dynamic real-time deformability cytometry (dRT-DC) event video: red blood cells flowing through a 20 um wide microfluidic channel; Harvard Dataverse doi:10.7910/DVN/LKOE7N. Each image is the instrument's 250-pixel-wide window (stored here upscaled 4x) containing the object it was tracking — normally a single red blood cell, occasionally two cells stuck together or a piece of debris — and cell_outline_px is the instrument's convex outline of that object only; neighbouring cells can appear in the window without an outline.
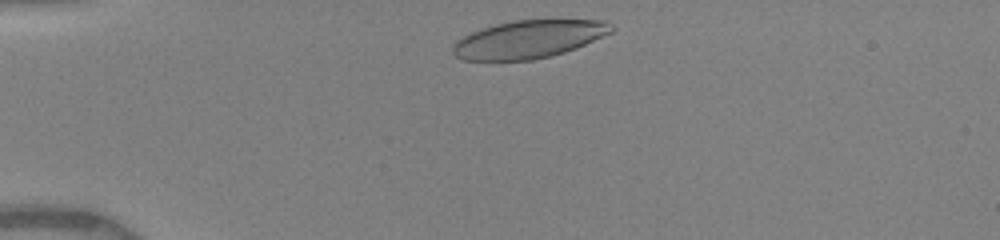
{"species": "human", "species_latin": "Homo sapiens", "temperature_condition": "warm", "stored_images_in_passage": 24, "camera_frame_rate_fps": 3000, "um_per_image_px": 0.085, "donor": {"sex": "female"}, "frame": {"image": 1, "passage_image": 1, "time_ms": 0.0, "image_size_px": [1000, 240], "cell_outline_px": [[616, 28], [612, 32], [576, 48], [564, 52], [532, 60], [464, 60], [456, 56], [452, 52], [452, 48], [456, 40], [472, 32], [496, 24], [516, 20], [552, 16], [604, 20], [612, 24]], "centroid_in_image_um": [45.04, 3.27], "position_along_channel_um": 40.0, "area_um2": 36.01}}
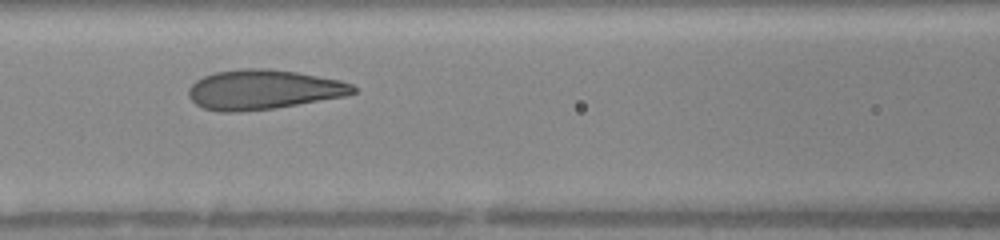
{"frame": {"image": 2, "passage_image": 10, "time_ms": 3.667, "image_size_px": [1000, 240], "cell_outline_px": [[356, 92], [344, 96], [276, 108], [236, 112], [220, 112], [204, 108], [196, 104], [188, 96], [188, 88], [196, 80], [204, 76], [216, 72], [240, 68], [268, 68], [296, 72], [340, 80], [352, 84], [356, 88]], "centroid_in_image_um": [22.36, 7.61], "position_along_channel_um": 144.2, "area_um2": 38.03}}
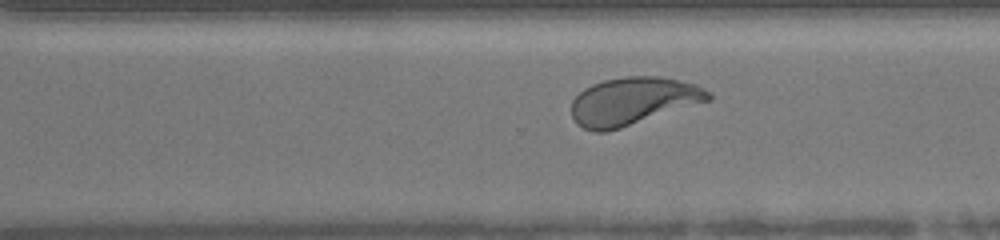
{"frame": {"image": 3, "passage_image": 21, "time_ms": 8.0, "image_size_px": [1000, 240], "cell_outline_px": [[712, 100], [608, 132], [592, 132], [576, 124], [572, 116], [572, 100], [584, 88], [592, 84], [604, 80], [624, 76], [660, 76], [680, 80], [696, 84], [708, 92], [712, 96]], "centroid_in_image_um": [53.8, 8.6], "position_along_channel_um": 316.8, "area_um2": 38.32}}